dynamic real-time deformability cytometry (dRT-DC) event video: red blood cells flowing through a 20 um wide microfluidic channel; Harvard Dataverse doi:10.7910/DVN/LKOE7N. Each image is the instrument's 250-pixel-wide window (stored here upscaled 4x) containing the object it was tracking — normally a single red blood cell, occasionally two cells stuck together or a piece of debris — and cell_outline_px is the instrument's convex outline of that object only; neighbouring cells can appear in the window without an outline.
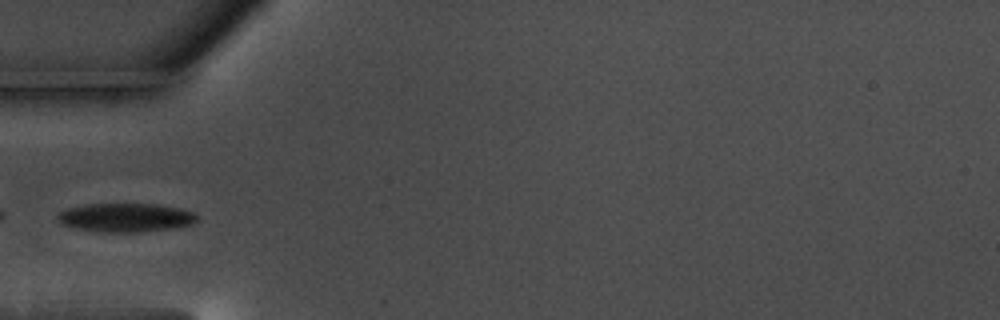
{"species": "common noctule bat (a hibernating species)", "species_latin": "Nyctalus noctula", "temperature_condition": "warm", "stored_images_in_passage": 31, "camera_frame_rate_fps": 3000, "um_per_image_px": 0.085, "animal": {"sex": "male", "body_mass_g": 17.5, "forearm_length_mm": 52.3}, "frame": {"image": 1, "passage_image": 1, "time_ms": 0.0, "image_size_px": [1000, 320], "cell_outline_px": [[200, 220], [192, 224], [172, 228], [132, 232], [104, 232], [76, 228], [60, 224], [56, 216], [60, 212], [68, 208], [88, 204], [156, 204], [180, 208], [192, 212]], "centroid_in_image_um": [10.67, 18.49], "position_along_channel_um": 74.3, "area_um2": 23.18}}